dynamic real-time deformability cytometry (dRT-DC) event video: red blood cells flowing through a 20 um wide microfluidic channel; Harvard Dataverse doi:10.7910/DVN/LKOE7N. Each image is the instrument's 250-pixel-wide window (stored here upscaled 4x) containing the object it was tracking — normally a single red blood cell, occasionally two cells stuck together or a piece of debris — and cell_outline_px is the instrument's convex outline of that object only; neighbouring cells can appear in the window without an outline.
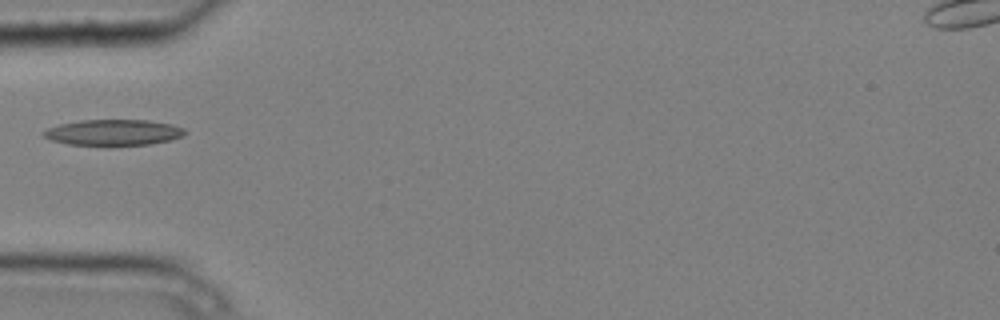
{"species": "common noctule bat (a hibernating species)", "species_latin": "Nyctalus noctula", "temperature_condition": "cold", "stored_images_in_passage": 2, "camera_frame_rate_fps": 3000, "um_per_image_px": 0.085, "animal": {"sex": "male", "body_mass_g": 20.4}, "frame": {"image": 1, "passage_image": 2, "time_ms": 0.333, "image_size_px": [1000, 320], "cell_outline_px": [[188, 132], [184, 136], [152, 144], [112, 148], [108, 148], [68, 144], [52, 140], [44, 136], [40, 132], [48, 128], [60, 124], [80, 120], [148, 120], [172, 124], [184, 128]], "centroid_in_image_um": [9.65, 11.3], "position_along_channel_um": 75.3, "area_um2": 22.31}}